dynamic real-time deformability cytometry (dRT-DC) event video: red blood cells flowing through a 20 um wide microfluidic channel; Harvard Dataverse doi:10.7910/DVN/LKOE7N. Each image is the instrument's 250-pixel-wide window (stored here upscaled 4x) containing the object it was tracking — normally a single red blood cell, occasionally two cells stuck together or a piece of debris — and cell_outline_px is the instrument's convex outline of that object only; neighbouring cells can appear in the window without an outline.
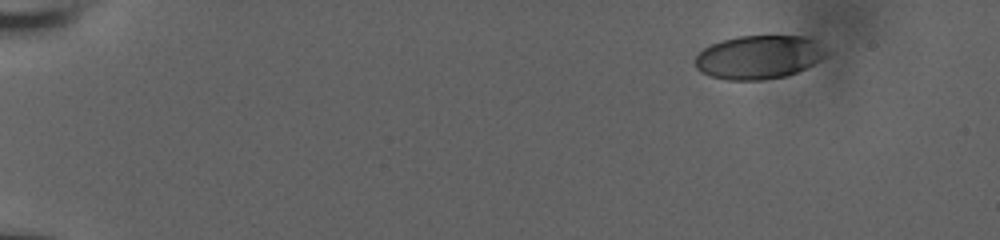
{"species": "human", "species_latin": "Homo sapiens", "temperature_condition": "room temperature", "stored_images_in_passage": 51, "camera_frame_rate_fps": 3000, "um_per_image_px": 0.085, "donor": {"sex": "male"}, "frame": {"image": 1, "passage_image": 1, "time_ms": 0.0, "image_size_px": [1000, 240], "cell_outline_px": [[828, 52], [820, 60], [788, 76], [760, 80], [728, 80], [708, 76], [700, 72], [696, 68], [696, 56], [704, 48], [712, 44], [736, 36], [804, 36], [816, 40]], "centroid_in_image_um": [64.49, 4.86], "position_along_channel_um": 20.5, "area_um2": 33.23}}
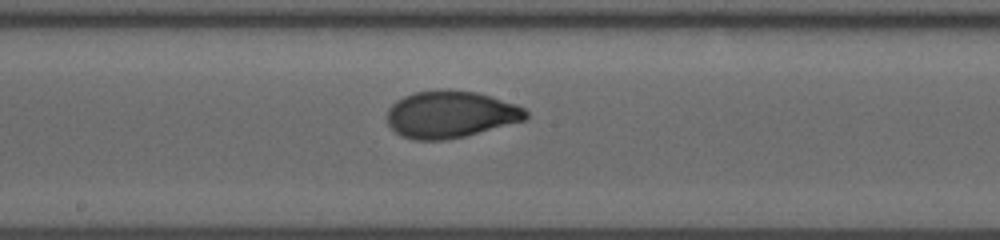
{"frame": {"image": 2, "passage_image": 27, "time_ms": 8.667, "image_size_px": [1000, 240], "cell_outline_px": [[528, 116], [524, 120], [464, 136], [444, 140], [416, 140], [400, 136], [388, 124], [388, 108], [396, 100], [404, 96], [416, 92], [440, 88], [448, 88], [476, 92], [492, 96], [516, 104], [524, 108], [528, 112]], "centroid_in_image_um": [38.28, 9.7], "position_along_channel_um": 209.9, "area_um2": 38.15}}
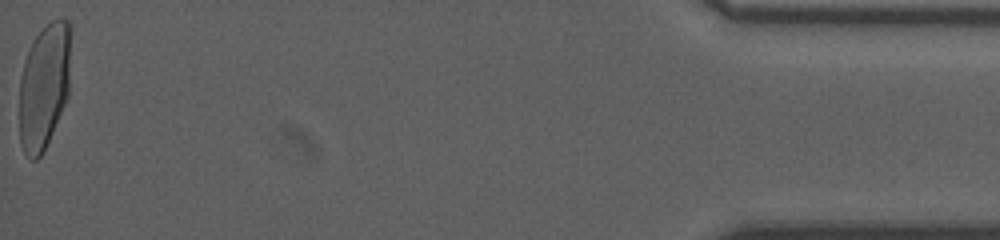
{"frame": {"image": 3, "passage_image": 51, "time_ms": 16.667, "image_size_px": [1000, 240], "cell_outline_px": [[72, 28], [68, 96], [52, 132], [40, 156], [36, 160], [28, 160], [20, 144], [20, 76], [24, 60], [36, 36], [52, 20], [68, 20]], "centroid_in_image_um": [3.77, 7.31], "position_along_channel_um": 431.4, "area_um2": 37.69}, "authors_computed_cell_mechanics": {"area_um2": 37.0498, "velocity_mm_per_s": 3.849, "shape_relaxation_time_tau1_ms": 3.7931, "shape_relaxation_time_tau2_ms": null, "deformation_change_tau1": 0.1675, "deformation_change_tau2": null}}